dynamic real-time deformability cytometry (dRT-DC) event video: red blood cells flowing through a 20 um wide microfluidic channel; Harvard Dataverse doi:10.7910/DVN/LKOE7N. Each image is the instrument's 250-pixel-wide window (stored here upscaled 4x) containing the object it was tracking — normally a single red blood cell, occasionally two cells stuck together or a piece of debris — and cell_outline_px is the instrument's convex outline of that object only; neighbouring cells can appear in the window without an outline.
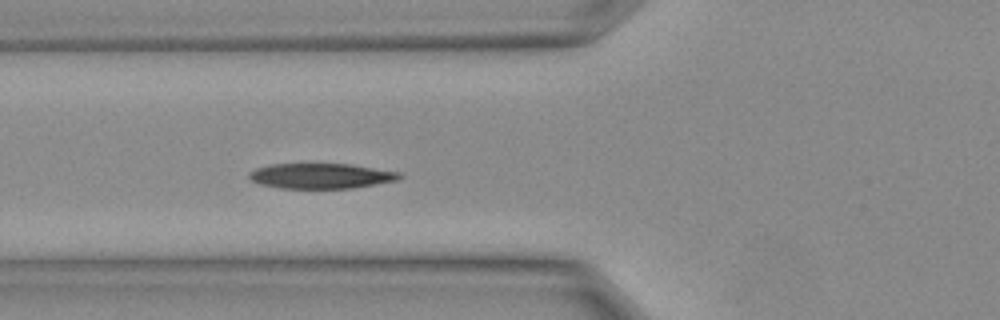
{"species": "Egyptian fruit bat (a non-hibernating species)", "species_latin": "Rousettus aegyptiacus", "temperature_condition": "warm", "stored_images_in_passage": 5, "camera_frame_rate_fps": 3000, "um_per_image_px": 0.085, "animal": {"sex": "female"}, "frame": {"image": 1, "passage_image": 5, "time_ms": 1.333, "image_size_px": [1000, 320], "cell_outline_px": [[400, 176], [396, 180], [352, 188], [280, 188], [260, 184], [252, 180], [248, 176], [248, 172], [256, 168], [272, 164], [348, 164], [400, 172]], "centroid_in_image_um": [27.22, 14.95], "position_along_channel_um": 98.6, "area_um2": 21.79}}